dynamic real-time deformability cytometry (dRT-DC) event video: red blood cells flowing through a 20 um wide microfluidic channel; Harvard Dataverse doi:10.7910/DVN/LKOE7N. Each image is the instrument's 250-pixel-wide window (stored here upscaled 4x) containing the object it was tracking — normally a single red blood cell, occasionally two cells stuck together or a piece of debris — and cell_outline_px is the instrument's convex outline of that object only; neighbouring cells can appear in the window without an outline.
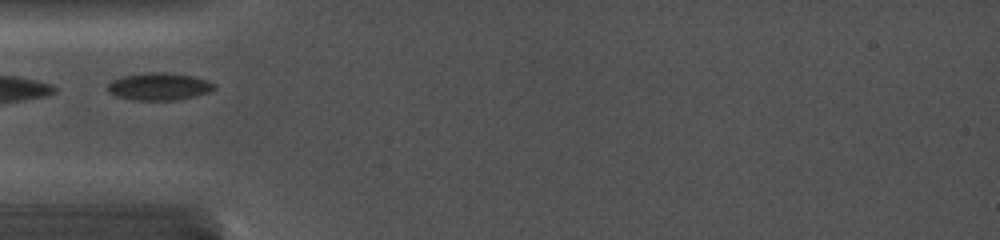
{"species": "common noctule bat (a hibernating species)", "species_latin": "Nyctalus noctula", "temperature_condition": "cold", "stored_images_in_passage": 8, "camera_frame_rate_fps": 5000, "um_per_image_px": 0.085, "animal": {"sex": "female", "body_mass_g": 19.0, "forearm_length_mm": 56.7}, "frame": {"image": 1, "passage_image": 1, "time_ms": 0.0, "image_size_px": [1000, 240], "cell_outline_px": [[216, 88], [208, 92], [176, 100], [136, 100], [116, 96], [108, 92], [108, 84], [112, 80], [124, 76], [144, 72], [164, 72], [192, 76], [208, 80], [216, 84]], "centroid_in_image_um": [13.52, 7.34], "position_along_channel_um": 71.5, "area_um2": 16.94}}
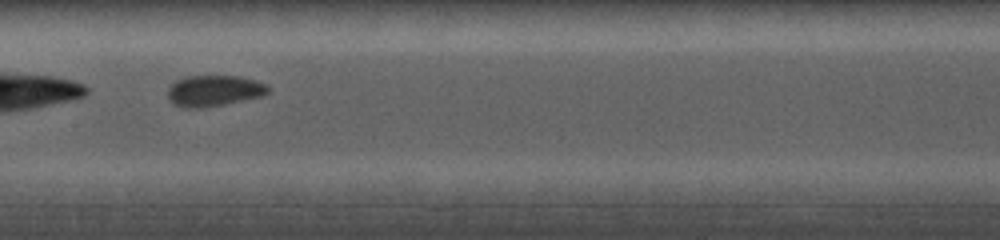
{"frame": {"image": 2, "passage_image": 4, "time_ms": 3.0, "image_size_px": [1000, 240], "cell_outline_px": [[272, 88], [264, 96], [204, 108], [184, 108], [172, 104], [168, 96], [168, 88], [176, 80], [188, 76], [240, 76], [256, 80], [268, 84]], "centroid_in_image_um": [18.23, 7.72], "position_along_channel_um": 189.2, "area_um2": 18.44}}
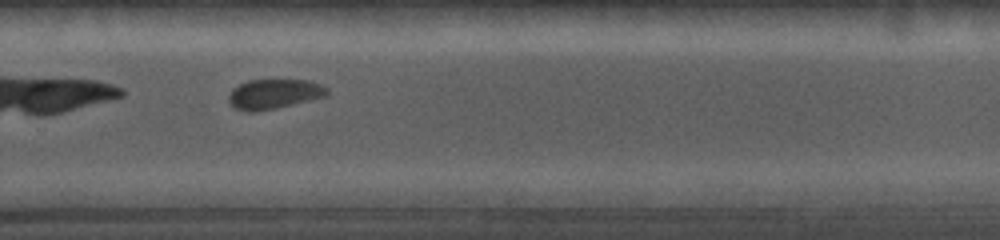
{"frame": {"image": 3, "passage_image": 7, "time_ms": 6.0, "image_size_px": [1000, 240], "cell_outline_px": [[328, 92], [324, 96], [276, 108], [256, 112], [244, 112], [236, 108], [228, 100], [228, 96], [232, 88], [248, 80], [308, 80], [320, 84], [328, 88]], "centroid_in_image_um": [23.25, 7.99], "position_along_channel_um": 306.6, "area_um2": 16.94}}